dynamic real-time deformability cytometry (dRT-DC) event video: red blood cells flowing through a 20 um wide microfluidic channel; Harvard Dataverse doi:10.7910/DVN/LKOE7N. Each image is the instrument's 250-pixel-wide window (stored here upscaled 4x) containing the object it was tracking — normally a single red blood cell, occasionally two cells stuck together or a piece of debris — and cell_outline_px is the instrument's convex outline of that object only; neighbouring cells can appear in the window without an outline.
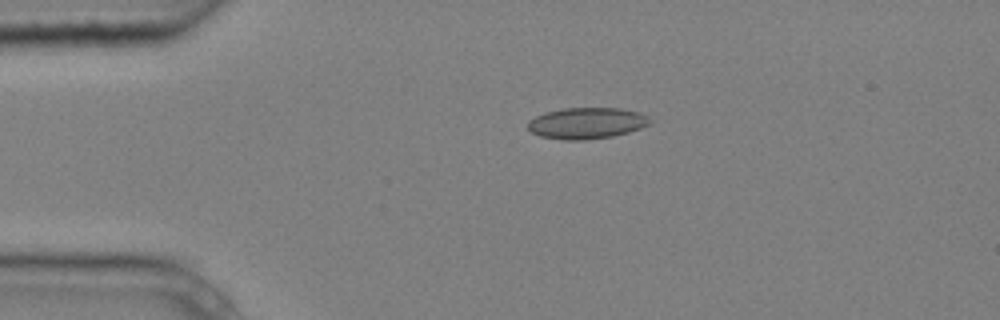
{"species": "common noctule bat (a hibernating species)", "species_latin": "Nyctalus noctula", "temperature_condition": "cold", "stored_images_in_passage": 3, "camera_frame_rate_fps": 3000, "um_per_image_px": 0.085, "animal": {"sex": "male", "body_mass_g": 20.4}, "frame": {"image": 1, "passage_image": 2, "time_ms": 0.333, "image_size_px": [1000, 320], "cell_outline_px": [[652, 120], [648, 124], [640, 128], [628, 132], [612, 136], [584, 140], [564, 140], [540, 136], [532, 132], [528, 128], [528, 120], [544, 112], [564, 108], [620, 108], [640, 112], [648, 116]], "centroid_in_image_um": [49.86, 10.46], "position_along_channel_um": 35.1, "area_um2": 22.25}}